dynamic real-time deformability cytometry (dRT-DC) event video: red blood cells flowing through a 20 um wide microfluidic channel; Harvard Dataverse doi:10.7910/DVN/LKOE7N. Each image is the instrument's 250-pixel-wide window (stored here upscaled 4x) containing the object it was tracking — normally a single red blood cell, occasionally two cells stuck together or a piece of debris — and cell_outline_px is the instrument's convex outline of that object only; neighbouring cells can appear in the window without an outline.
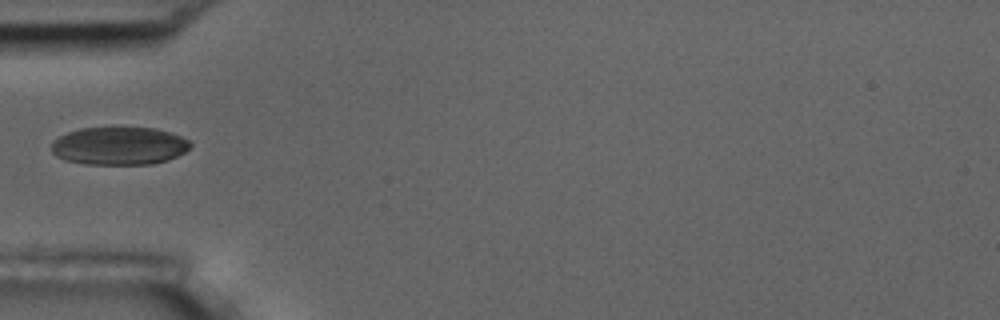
{"species": "common noctule bat (a hibernating species)", "species_latin": "Nyctalus noctula", "temperature_condition": "room temperature", "stored_images_in_passage": 6, "camera_frame_rate_fps": 3000, "um_per_image_px": 0.085, "animal": {"sex": "male", "body_mass_g": 17.5, "forearm_length_mm": 52.3}, "frame": {"image": 1, "passage_image": 6, "time_ms": 1.667, "image_size_px": [1000, 320], "cell_outline_px": [[192, 144], [184, 152], [168, 160], [152, 164], [84, 164], [64, 160], [56, 156], [52, 152], [52, 140], [68, 132], [80, 128], [112, 124], [120, 124], [156, 128], [172, 132], [188, 140]], "centroid_in_image_um": [10.11, 12.34], "position_along_channel_um": 74.9, "area_um2": 31.96}}